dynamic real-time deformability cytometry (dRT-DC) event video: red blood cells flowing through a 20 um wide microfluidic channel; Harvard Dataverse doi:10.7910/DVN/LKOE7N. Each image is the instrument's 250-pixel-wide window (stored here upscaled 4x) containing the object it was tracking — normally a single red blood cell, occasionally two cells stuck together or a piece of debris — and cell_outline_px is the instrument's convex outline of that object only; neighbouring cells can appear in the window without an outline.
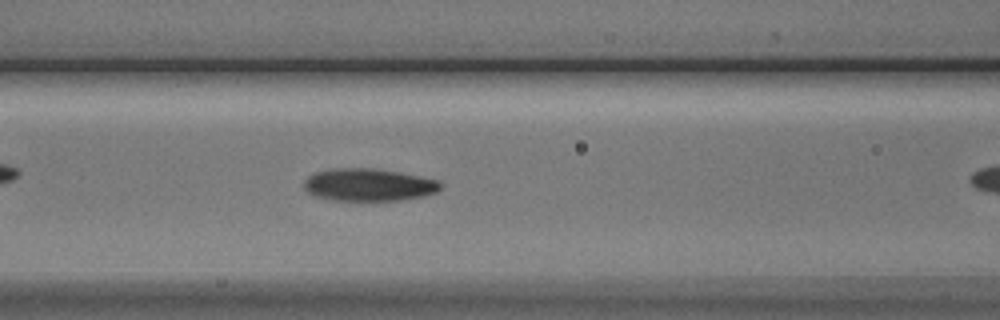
{"species": "Egyptian fruit bat (a non-hibernating species)", "species_latin": "Rousettus aegyptiacus", "temperature_condition": "cold", "stored_images_in_passage": 14, "camera_frame_rate_fps": 3000, "um_per_image_px": 0.085, "animal": {"sex": "male"}, "frame": {"image": 1, "passage_image": 10, "time_ms": 3.0, "image_size_px": [1000, 320], "cell_outline_px": [[444, 184], [436, 192], [424, 196], [400, 200], [332, 200], [312, 196], [304, 188], [304, 180], [308, 176], [316, 172], [332, 168], [372, 168], [396, 172], [436, 180]], "centroid_in_image_um": [31.28, 15.71], "position_along_channel_um": 135.3, "area_um2": 25.72}}